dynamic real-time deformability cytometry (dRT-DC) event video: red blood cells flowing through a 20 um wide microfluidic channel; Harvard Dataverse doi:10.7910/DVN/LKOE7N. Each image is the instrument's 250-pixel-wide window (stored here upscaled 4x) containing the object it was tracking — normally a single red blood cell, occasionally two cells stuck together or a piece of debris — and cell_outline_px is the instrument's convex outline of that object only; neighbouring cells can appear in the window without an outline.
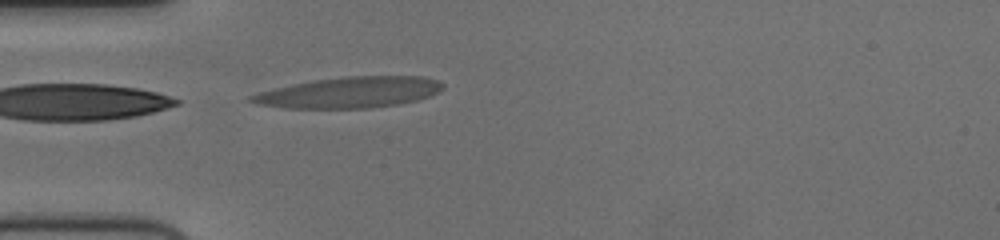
{"species": "human", "species_latin": "Homo sapiens", "temperature_condition": "cold", "stored_images_in_passage": 17, "segment_of_instrument_passage": [2, 2], "camera_frame_rate_fps": 3000, "um_per_image_px": 0.085, "donor": {"sex": "female"}, "frame": {"image": 1, "passage_image": 17, "time_ms": 5.333, "image_size_px": [1000, 240], "cell_outline_px": [[444, 88], [428, 96], [416, 100], [400, 104], [372, 108], [284, 108], [260, 104], [248, 100], [248, 96], [260, 92], [292, 84], [312, 80], [348, 76], [424, 76], [436, 80], [444, 84]], "centroid_in_image_um": [29.72, 7.85], "position_along_channel_um": 55.3, "area_um2": 34.39}}